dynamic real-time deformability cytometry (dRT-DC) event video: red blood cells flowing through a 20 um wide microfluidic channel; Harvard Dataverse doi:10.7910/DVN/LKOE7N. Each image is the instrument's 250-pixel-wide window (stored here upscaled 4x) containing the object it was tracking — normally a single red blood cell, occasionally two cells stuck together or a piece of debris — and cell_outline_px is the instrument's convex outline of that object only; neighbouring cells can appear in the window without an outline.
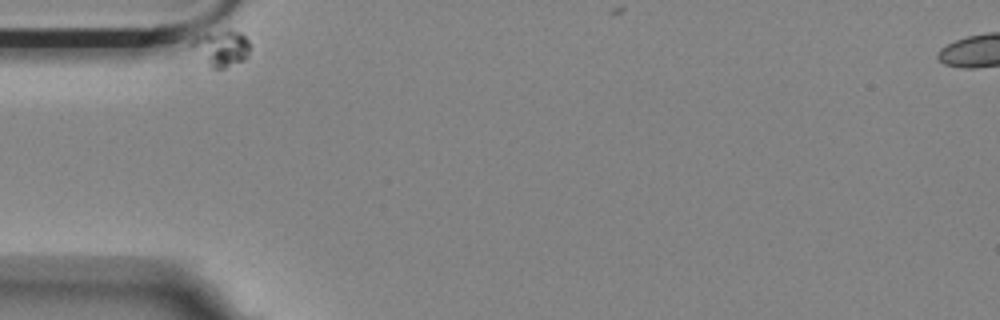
{"species": "Egyptian fruit bat (a non-hibernating species)", "species_latin": "Rousettus aegyptiacus", "temperature_condition": "room temperature", "stored_images_in_passage": 3, "camera_frame_rate_fps": 3000, "um_per_image_px": 0.085, "animal": {"sex": "female"}, "frame": {"image": 1, "passage_image": 1, "time_ms": 0.0, "image_size_px": [1000, 320], "cell_outline_px": [[248, 56], [244, 60], [224, 68], [212, 68], [188, 44], [196, 36], [208, 32], [228, 28], [240, 32], [248, 40]], "centroid_in_image_um": [18.8, 4.04], "position_along_channel_um": 66.2, "area_um2": 12.25}}